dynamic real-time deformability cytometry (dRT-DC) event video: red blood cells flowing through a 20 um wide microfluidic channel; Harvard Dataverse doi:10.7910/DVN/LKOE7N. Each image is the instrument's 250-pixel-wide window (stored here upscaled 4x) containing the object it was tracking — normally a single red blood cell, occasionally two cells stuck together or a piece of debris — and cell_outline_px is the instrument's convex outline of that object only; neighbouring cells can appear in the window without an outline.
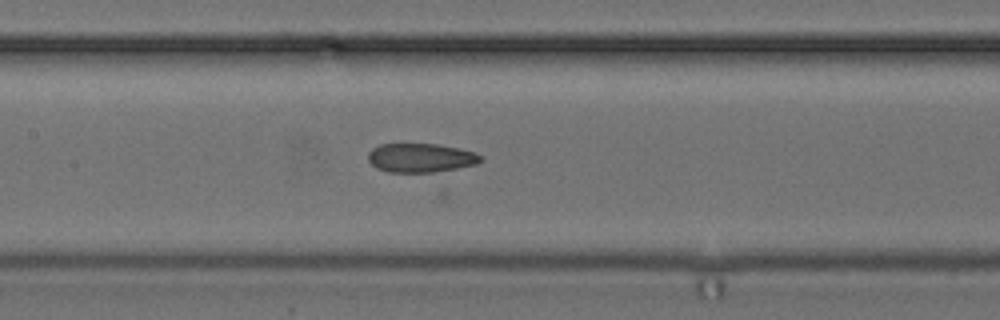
{"species": "common noctule bat (a hibernating species)", "species_latin": "Nyctalus noctula", "temperature_condition": "cold", "stored_images_in_passage": 23, "camera_frame_rate_fps": 3000, "um_per_image_px": 0.085, "animal": {"sex": "female", "body_mass_g": 24.6, "forearm_length_mm": 56.2}, "frame": {"image": 1, "passage_image": 11, "time_ms": 3.333, "image_size_px": [1000, 320], "cell_outline_px": [[484, 160], [476, 164], [456, 168], [432, 172], [388, 172], [376, 168], [368, 160], [368, 152], [372, 148], [380, 144], [436, 144], [460, 148], [476, 152], [484, 156]], "centroid_in_image_um": [35.78, 13.41], "position_along_channel_um": 171.6, "area_um2": 19.13}}
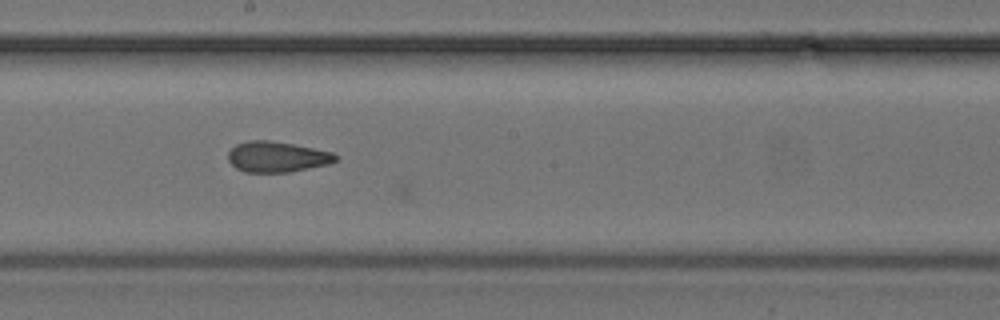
{"frame": {"image": 2, "passage_image": 15, "time_ms": 4.667, "image_size_px": [1000, 320], "cell_outline_px": [[340, 160], [328, 164], [288, 172], [244, 172], [236, 168], [228, 160], [228, 152], [236, 144], [248, 140], [268, 140], [292, 144], [332, 152], [340, 156]], "centroid_in_image_um": [23.55, 13.33], "position_along_channel_um": 224.6, "area_um2": 19.19}}